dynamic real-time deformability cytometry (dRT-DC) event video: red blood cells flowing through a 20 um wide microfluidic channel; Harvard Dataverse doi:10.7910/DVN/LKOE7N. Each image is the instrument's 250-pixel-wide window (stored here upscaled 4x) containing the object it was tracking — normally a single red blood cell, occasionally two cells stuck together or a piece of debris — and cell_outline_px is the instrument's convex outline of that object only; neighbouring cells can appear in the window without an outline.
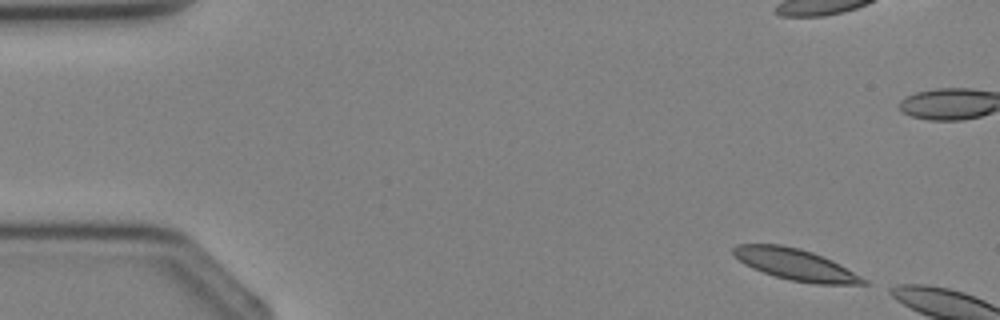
{"species": "Egyptian fruit bat (a non-hibernating species)", "species_latin": "Rousettus aegyptiacus", "temperature_condition": "cold", "stored_images_in_passage": 2, "camera_frame_rate_fps": 3000, "um_per_image_px": 0.085, "animal": {"sex": "female"}, "frame": {"image": 1, "passage_image": 1, "time_ms": 0.0, "image_size_px": [1000, 320], "cell_outline_px": [[868, 284], [816, 284], [792, 280], [776, 276], [752, 268], [744, 264], [732, 252], [732, 248], [736, 244], [780, 244], [800, 248], [812, 252], [832, 260], [840, 264], [868, 280]], "centroid_in_image_um": [67.62, 22.47], "position_along_channel_um": 17.4, "area_um2": 23.58}}